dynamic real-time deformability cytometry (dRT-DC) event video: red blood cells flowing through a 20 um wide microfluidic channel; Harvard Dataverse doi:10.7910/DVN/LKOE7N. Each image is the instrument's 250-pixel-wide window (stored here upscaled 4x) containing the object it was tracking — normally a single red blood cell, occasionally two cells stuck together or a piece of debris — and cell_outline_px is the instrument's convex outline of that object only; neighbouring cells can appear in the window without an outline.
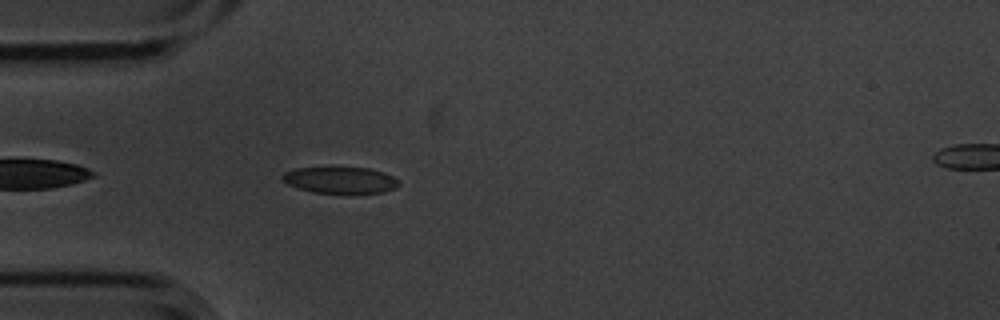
{"species": "common noctule bat (a hibernating species)", "species_latin": "Nyctalus noctula", "temperature_condition": "cold", "stored_images_in_passage": 6, "segment_of_instrument_passage": [1, 2], "camera_frame_rate_fps": 3000, "um_per_image_px": 0.085, "animal": {"sex": "male", "body_mass_g": 20.1, "forearm_length_mm": 53.5}, "frame": {"image": 1, "passage_image": 5, "time_ms": 1.333, "image_size_px": [1000, 320], "cell_outline_px": [[400, 184], [396, 188], [384, 192], [312, 192], [288, 184], [280, 176], [284, 172], [296, 168], [332, 164], [368, 168], [392, 176], [400, 180]], "centroid_in_image_um": [28.89, 15.24], "position_along_channel_um": 56.1, "area_um2": 18.5}}